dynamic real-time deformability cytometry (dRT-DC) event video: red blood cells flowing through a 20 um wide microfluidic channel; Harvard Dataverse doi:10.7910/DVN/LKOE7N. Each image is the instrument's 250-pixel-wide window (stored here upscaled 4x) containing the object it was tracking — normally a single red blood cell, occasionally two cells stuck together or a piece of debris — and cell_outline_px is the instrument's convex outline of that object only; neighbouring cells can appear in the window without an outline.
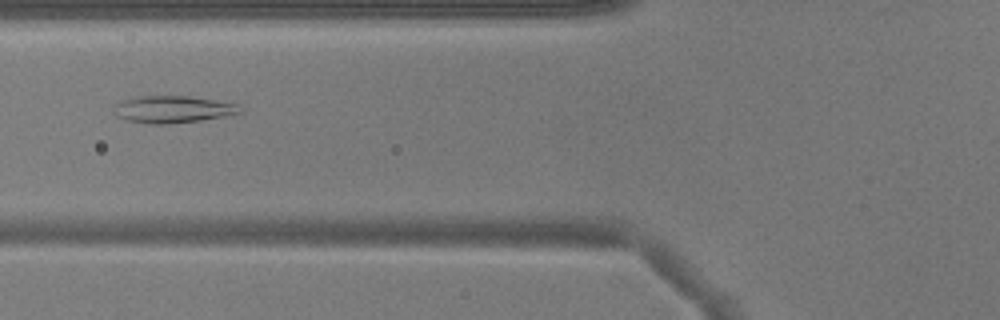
{"species": "common noctule bat (a hibernating species)", "species_latin": "Nyctalus noctula", "temperature_condition": "warm", "stored_images_in_passage": 44, "camera_frame_rate_fps": 3000, "um_per_image_px": 0.085, "animal": {"sex": "male", "body_mass_g": 17.9}, "frame": {"image": 1, "passage_image": 14, "time_ms": 4.333, "image_size_px": [1000, 320], "cell_outline_px": [[244, 112], [200, 120], [168, 124], [152, 124], [128, 120], [120, 116], [116, 104], [124, 100], [140, 96], [188, 96], [240, 104]], "centroid_in_image_um": [14.8, 9.28], "position_along_channel_um": 111.0, "area_um2": 19.36}}
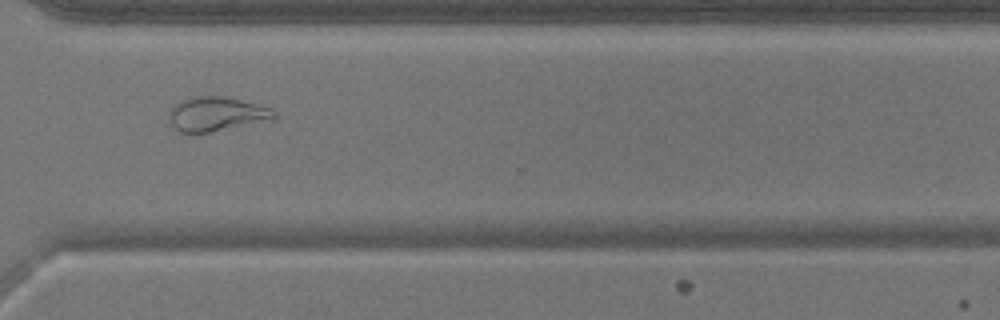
{"frame": {"image": 2, "passage_image": 32, "time_ms": 10.333, "image_size_px": [1000, 320], "cell_outline_px": [[276, 120], [208, 132], [180, 132], [168, 120], [168, 112], [180, 100], [192, 96], [228, 96], [272, 108], [276, 112]], "centroid_in_image_um": [18.45, 9.67], "position_along_channel_um": 352.2, "area_um2": 21.27}}
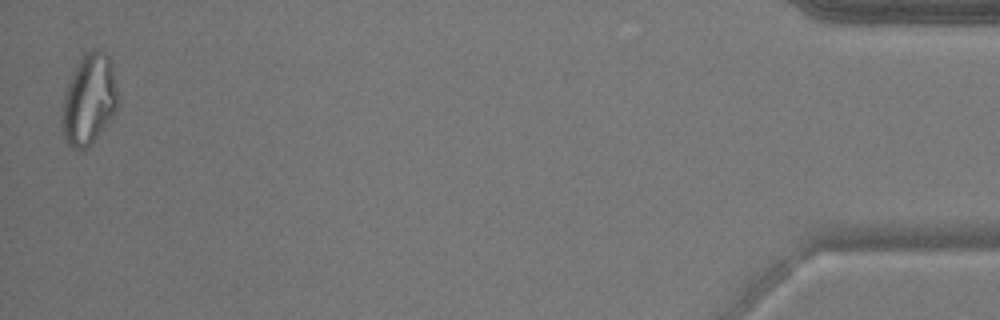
{"frame": {"image": 3, "passage_image": 44, "time_ms": 14.333, "image_size_px": [1000, 320], "cell_outline_px": [[116, 108], [108, 120], [84, 152], [72, 148], [64, 140], [60, 124], [60, 120], [64, 96], [68, 84], [84, 52], [92, 48], [100, 48], [108, 56], [116, 88]], "centroid_in_image_um": [7.5, 8.49], "position_along_channel_um": 427.7, "area_um2": 28.9}}